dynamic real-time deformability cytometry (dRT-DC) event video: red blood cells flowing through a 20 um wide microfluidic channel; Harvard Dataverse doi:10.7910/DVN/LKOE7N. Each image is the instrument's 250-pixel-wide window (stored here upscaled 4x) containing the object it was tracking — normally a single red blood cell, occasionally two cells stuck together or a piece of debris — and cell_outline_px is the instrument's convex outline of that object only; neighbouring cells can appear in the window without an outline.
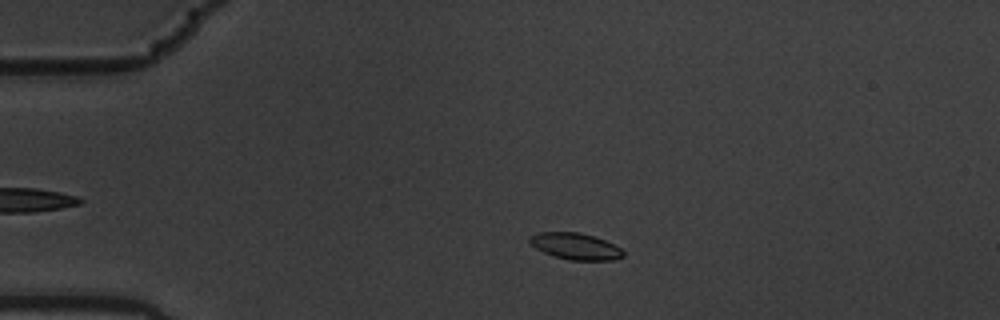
{"species": "common noctule bat (a hibernating species)", "species_latin": "Nyctalus noctula", "temperature_condition": "warm", "stored_images_in_passage": 56, "camera_frame_rate_fps": 3000, "um_per_image_px": 0.085, "animal": {"sex": "male", "body_mass_g": 19.5, "forearm_length_mm": 54.6}, "frame": {"image": 1, "passage_image": 11, "time_ms": 3.333, "image_size_px": [1000, 320], "cell_outline_px": [[624, 256], [612, 260], [568, 260], [552, 256], [536, 248], [528, 240], [528, 236], [536, 232], [580, 232], [604, 240], [620, 248], [624, 252]], "centroid_in_image_um": [48.87, 20.93], "position_along_channel_um": 36.1, "area_um2": 14.45}}
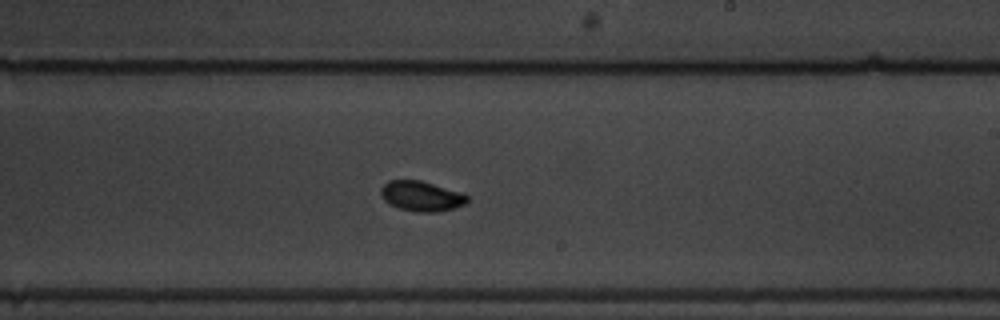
{"frame": {"image": 2, "passage_image": 33, "time_ms": 10.667, "image_size_px": [1000, 320], "cell_outline_px": [[468, 200], [464, 204], [452, 208], [436, 212], [416, 212], [400, 208], [388, 204], [384, 200], [380, 192], [380, 188], [388, 180], [420, 180], [464, 192], [468, 196]], "centroid_in_image_um": [35.81, 16.66], "position_along_channel_um": 253.2, "area_um2": 15.26}}
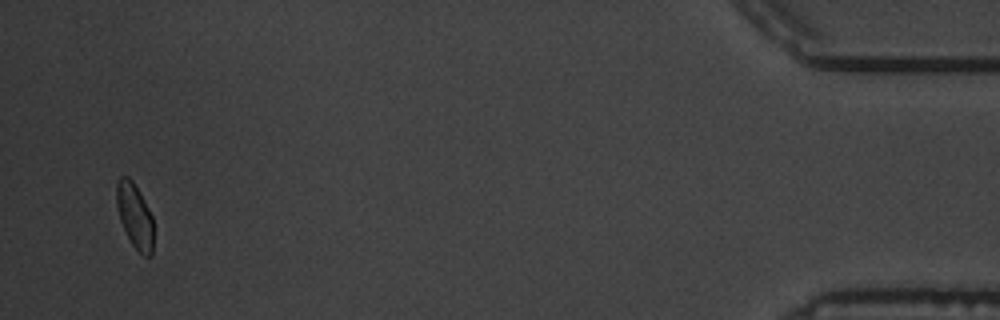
{"frame": {"image": 3, "passage_image": 54, "time_ms": 17.667, "image_size_px": [1000, 320], "cell_outline_px": [[152, 252], [148, 256], [144, 256], [132, 244], [120, 220], [116, 204], [116, 184], [120, 176], [128, 176], [132, 180], [148, 208], [152, 216]], "centroid_in_image_um": [11.43, 18.3], "position_along_channel_um": 423.8, "area_um2": 13.58}, "authors_computed_cell_mechanics": {"area_um2": 14.45, "velocity_mm_per_s": 3.5488, "shape_relaxation_time_tau1_ms": 4.1738, "shape_relaxation_time_tau2_ms": 4.865, "deformation_change_tau1": 0.1547, "deformation_change_tau2": 0.0704}}